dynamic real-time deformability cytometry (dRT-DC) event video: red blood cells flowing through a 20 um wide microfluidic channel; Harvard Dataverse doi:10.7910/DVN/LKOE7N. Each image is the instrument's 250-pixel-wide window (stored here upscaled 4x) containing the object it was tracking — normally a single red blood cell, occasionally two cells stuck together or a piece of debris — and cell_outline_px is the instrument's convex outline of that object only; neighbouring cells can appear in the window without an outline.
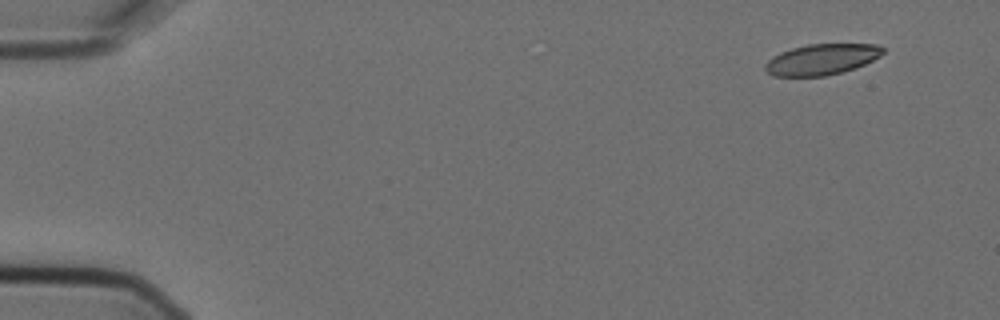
{"species": "Egyptian fruit bat (a non-hibernating species)", "species_latin": "Rousettus aegyptiacus", "temperature_condition": "cold", "stored_images_in_passage": 5, "camera_frame_rate_fps": 3000, "um_per_image_px": 0.085, "animal": {"sex": "female"}, "frame": {"image": 1, "passage_image": 1, "time_ms": 0.0, "image_size_px": [1000, 320], "cell_outline_px": [[884, 52], [880, 56], [856, 68], [824, 76], [772, 76], [764, 68], [764, 64], [768, 60], [780, 52], [792, 48], [808, 44], [876, 44], [884, 48]], "centroid_in_image_um": [69.83, 5.04], "position_along_channel_um": 15.2, "area_um2": 21.1}}
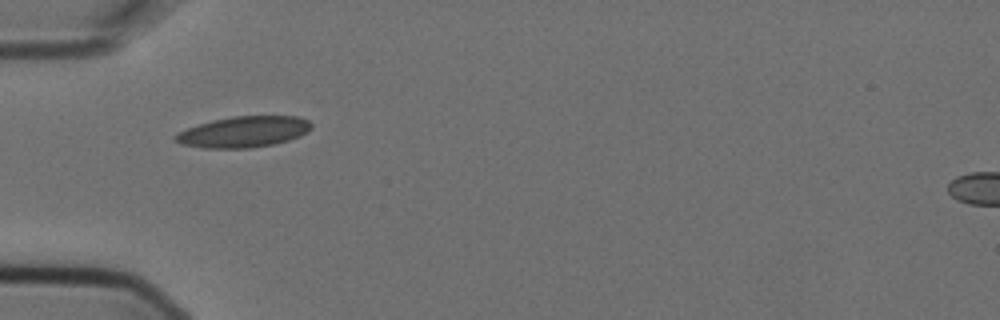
{"frame": {"image": 2, "passage_image": 4, "time_ms": 1.0, "image_size_px": [1000, 320], "cell_outline_px": [[312, 128], [308, 132], [300, 136], [288, 140], [272, 144], [248, 148], [204, 148], [180, 144], [172, 140], [172, 136], [188, 128], [212, 120], [232, 116], [296, 116], [308, 120], [312, 124]], "centroid_in_image_um": [20.7, 11.21], "position_along_channel_um": 64.3, "area_um2": 24.57}}
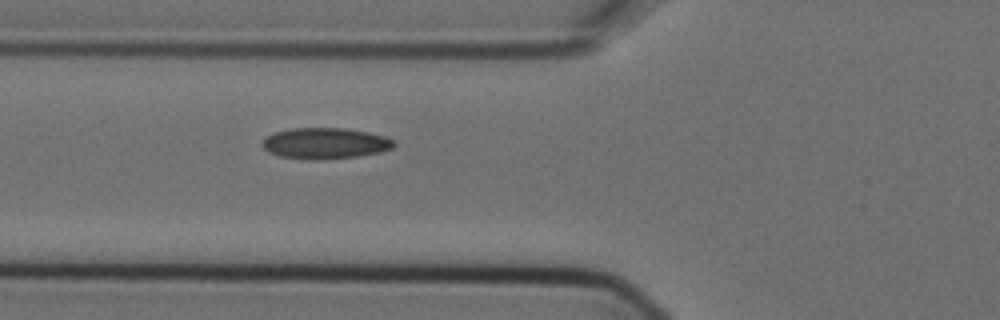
{"frame": {"image": 3, "passage_image": 5, "time_ms": 1.333, "image_size_px": [1000, 320], "cell_outline_px": [[396, 144], [392, 148], [380, 152], [356, 156], [324, 160], [304, 160], [280, 156], [268, 152], [260, 144], [272, 132], [288, 128], [344, 128], [368, 132], [384, 136], [392, 140]], "centroid_in_image_um": [27.59, 12.19], "position_along_channel_um": 98.2, "area_um2": 23.99}}